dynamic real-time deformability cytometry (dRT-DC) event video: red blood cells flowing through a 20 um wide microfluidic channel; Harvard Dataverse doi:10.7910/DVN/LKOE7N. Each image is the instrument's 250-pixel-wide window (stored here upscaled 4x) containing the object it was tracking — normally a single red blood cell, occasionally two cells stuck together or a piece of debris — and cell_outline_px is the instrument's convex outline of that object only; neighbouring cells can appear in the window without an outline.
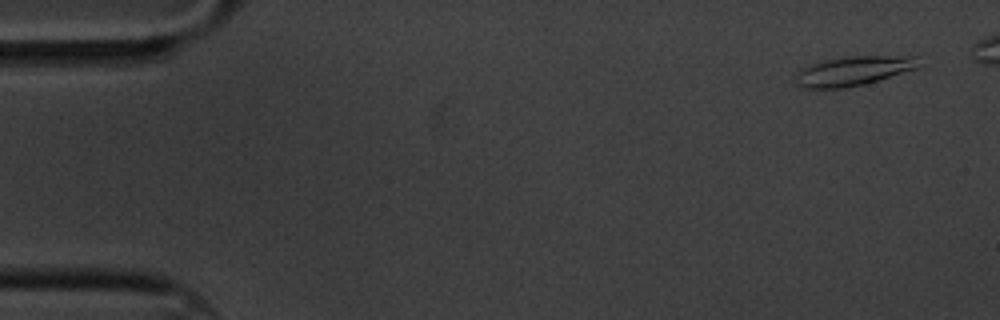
{"species": "common noctule bat (a hibernating species)", "species_latin": "Nyctalus noctula", "temperature_condition": "cold", "stored_images_in_passage": 4, "camera_frame_rate_fps": 3000, "um_per_image_px": 0.085, "animal": {"sex": "male", "body_mass_g": 20.1, "forearm_length_mm": 53.5}, "frame": {"image": 1, "passage_image": 1, "time_ms": 0.0, "image_size_px": [1000, 320], "cell_outline_px": [[920, 68], [880, 80], [864, 84], [844, 88], [804, 88], [796, 84], [792, 80], [796, 72], [800, 68], [808, 64], [824, 60], [848, 56], [916, 56]], "centroid_in_image_um": [72.49, 6.03], "position_along_channel_um": 12.5, "area_um2": 21.5}}